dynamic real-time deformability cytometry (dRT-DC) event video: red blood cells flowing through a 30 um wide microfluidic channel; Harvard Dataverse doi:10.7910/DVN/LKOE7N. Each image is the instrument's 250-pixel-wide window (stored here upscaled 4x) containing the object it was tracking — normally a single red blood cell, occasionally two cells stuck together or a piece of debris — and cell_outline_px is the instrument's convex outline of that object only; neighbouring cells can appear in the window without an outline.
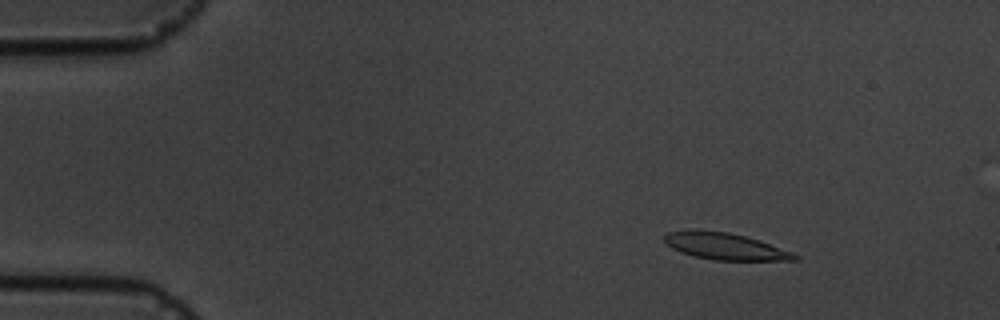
{"species": "common noctule bat (a hibernating species)", "species_latin": "Nyctalus noctula", "temperature_condition": "cold", "stored_images_in_passage": 9, "camera_frame_rate_fps": 3000, "um_per_image_px": 0.085, "animal": {"sex": "male", "body_mass_g": 19.5, "forearm_length_mm": 54.6}, "frame": {"image": 1, "passage_image": 1, "time_ms": 0.0, "image_size_px": [1000, 320], "cell_outline_px": [[800, 260], [712, 260], [692, 256], [680, 252], [664, 244], [664, 236], [668, 232], [728, 232], [744, 236], [792, 252], [800, 256]], "centroid_in_image_um": [61.64, 20.98], "position_along_channel_um": 23.4, "area_um2": 19.59}}
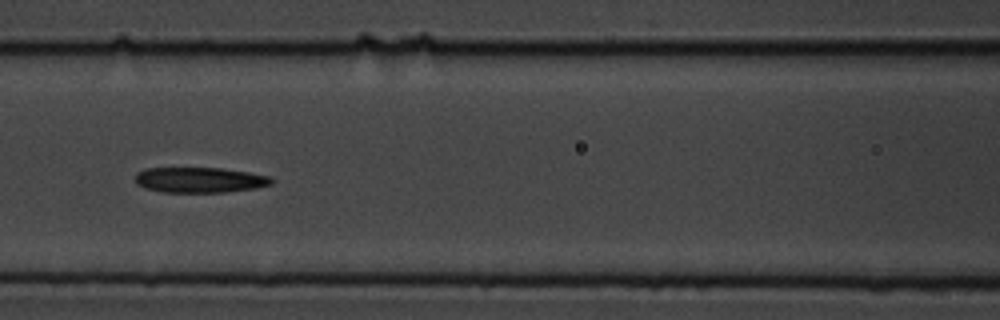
{"frame": {"image": 2, "passage_image": 6, "time_ms": 5.667, "image_size_px": [1000, 320], "cell_outline_px": [[276, 180], [272, 184], [256, 188], [224, 192], [164, 192], [144, 188], [136, 184], [136, 172], [148, 168], [220, 168], [248, 172], [272, 176]], "centroid_in_image_um": [17.01, 15.29], "position_along_channel_um": 149.6, "area_um2": 20.29}}
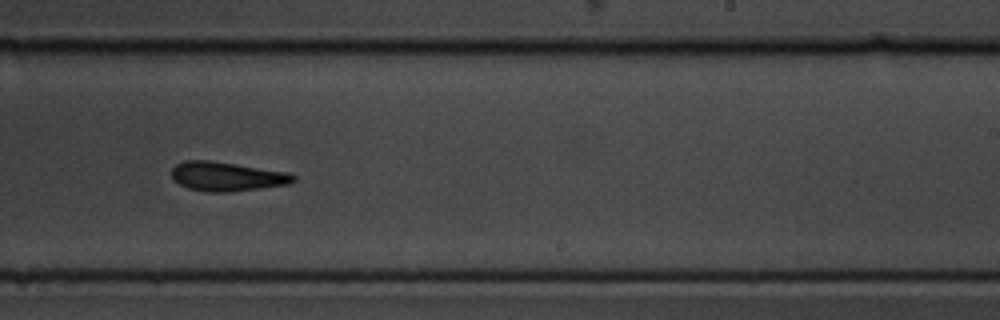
{"frame": {"image": 3, "passage_image": 9, "time_ms": 9.0, "image_size_px": [1000, 320], "cell_outline_px": [[296, 180], [288, 184], [228, 192], [204, 192], [188, 188], [172, 180], [172, 168], [176, 164], [184, 160], [208, 160], [236, 164], [288, 172], [296, 176]], "centroid_in_image_um": [19.25, 15.0], "position_along_channel_um": 269.8, "area_um2": 20.69}}